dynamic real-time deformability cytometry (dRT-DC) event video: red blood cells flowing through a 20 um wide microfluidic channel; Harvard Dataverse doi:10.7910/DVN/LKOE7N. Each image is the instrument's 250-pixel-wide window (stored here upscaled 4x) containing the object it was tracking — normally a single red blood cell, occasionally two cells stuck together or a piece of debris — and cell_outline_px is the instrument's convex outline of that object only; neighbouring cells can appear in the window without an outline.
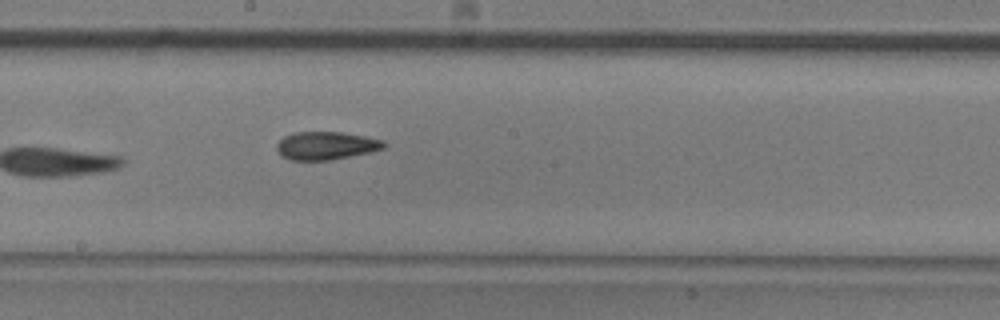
{"species": "common noctule bat (a hibernating species)", "species_latin": "Nyctalus noctula", "temperature_condition": "room temperature", "stored_images_in_passage": 5, "camera_frame_rate_fps": 3000, "um_per_image_px": 0.085, "animal": {"sex": "male", "body_mass_g": 20.5, "forearm_length_mm": 52.5}, "frame": {"image": 1, "passage_image": 5, "time_ms": 1.333, "image_size_px": [1000, 320], "cell_outline_px": [[388, 144], [384, 148], [368, 152], [328, 160], [288, 160], [280, 156], [276, 148], [276, 144], [284, 136], [296, 132], [340, 132], [364, 136], [384, 140]], "centroid_in_image_um": [27.68, 12.38], "position_along_channel_um": 220.5, "area_um2": 17.46}}